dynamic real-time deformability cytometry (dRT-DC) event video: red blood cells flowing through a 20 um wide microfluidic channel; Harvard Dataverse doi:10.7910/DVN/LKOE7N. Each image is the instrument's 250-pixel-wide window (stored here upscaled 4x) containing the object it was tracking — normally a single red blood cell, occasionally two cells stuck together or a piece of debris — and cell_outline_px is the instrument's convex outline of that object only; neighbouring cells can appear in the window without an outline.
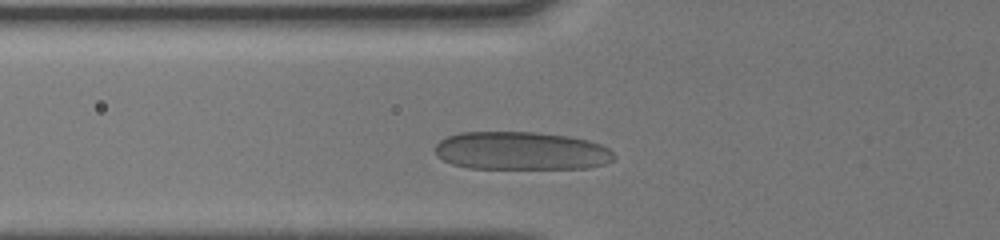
{"species": "human", "species_latin": "Homo sapiens", "temperature_condition": "cold", "stored_images_in_passage": 30, "camera_frame_rate_fps": 3000, "um_per_image_px": 0.085, "donor": {"sex": "male"}, "frame": {"image": 1, "passage_image": 6, "time_ms": 1.667, "image_size_px": [1000, 240], "cell_outline_px": [[616, 156], [612, 160], [604, 164], [588, 168], [468, 168], [452, 164], [444, 160], [436, 152], [436, 144], [440, 140], [448, 136], [460, 132], [536, 132], [568, 136], [588, 140], [600, 144], [608, 148]], "centroid_in_image_um": [44.32, 12.82], "position_along_channel_um": 81.5, "area_um2": 39.71}}
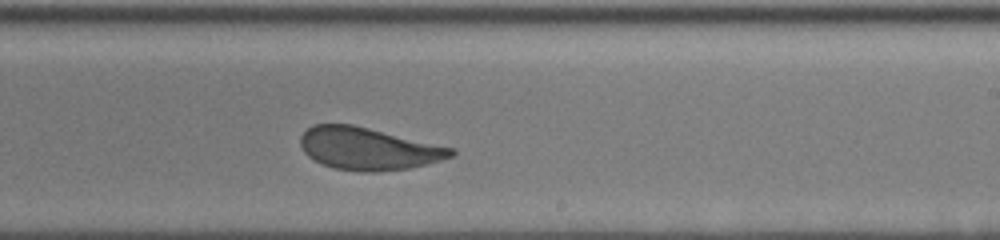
{"frame": {"image": 2, "passage_image": 19, "time_ms": 6.0, "image_size_px": [1000, 240], "cell_outline_px": [[456, 152], [452, 156], [428, 164], [408, 168], [376, 172], [360, 172], [336, 168], [324, 164], [308, 156], [304, 152], [300, 144], [300, 136], [312, 124], [352, 124], [456, 148]], "centroid_in_image_um": [31.32, 12.63], "position_along_channel_um": 257.7, "area_um2": 37.17}}
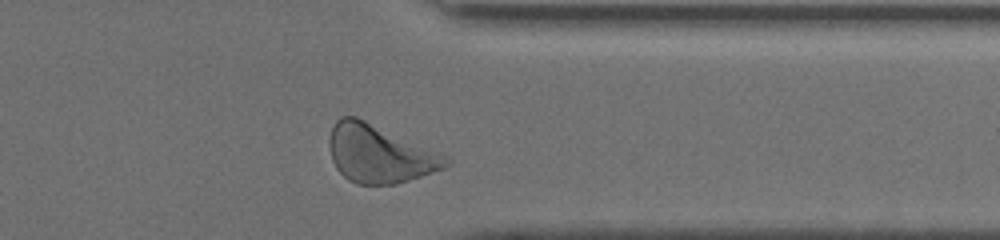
{"frame": {"image": 3, "passage_image": 28, "time_ms": 9.0, "image_size_px": [1000, 240], "cell_outline_px": [[452, 164], [444, 168], [396, 184], [356, 184], [348, 180], [336, 168], [332, 160], [328, 144], [328, 140], [332, 128], [336, 120], [340, 116], [356, 116], [444, 152], [452, 156]], "centroid_in_image_um": [32.32, 13.05], "position_along_channel_um": 379.1, "area_um2": 40.17}, "authors_computed_cell_mechanics": {"area_um2": 38.3214, "velocity_mm_per_s": 4.0744, "shape_relaxation_time_tau1_ms": 3.6583, "shape_relaxation_time_tau2_ms": 0.6108, "deformation_change_tau1": 0.1296, "deformation_change_tau2": 0.0712}}